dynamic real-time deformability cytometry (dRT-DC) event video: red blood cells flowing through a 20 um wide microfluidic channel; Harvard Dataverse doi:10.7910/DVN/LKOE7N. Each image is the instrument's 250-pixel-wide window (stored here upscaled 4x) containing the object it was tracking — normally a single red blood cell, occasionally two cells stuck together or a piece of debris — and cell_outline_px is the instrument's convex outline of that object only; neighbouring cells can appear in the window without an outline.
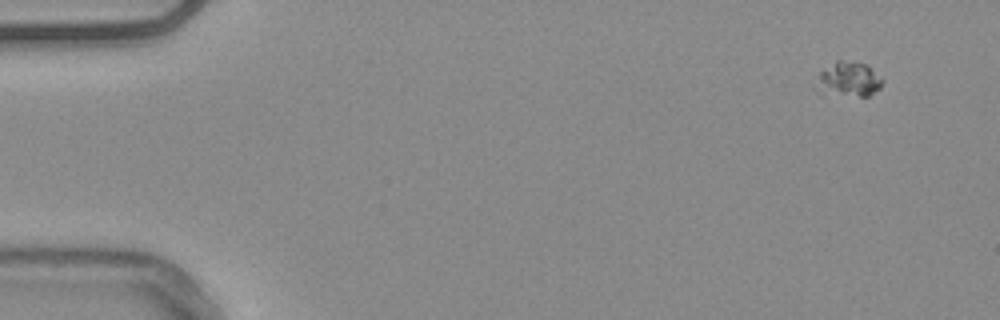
{"species": "common noctule bat (a hibernating species)", "species_latin": "Nyctalus noctula", "temperature_condition": "warm", "stored_images_in_passage": 53, "camera_frame_rate_fps": 3000, "um_per_image_px": 0.085, "animal": {"sex": "male", "body_mass_g": 20.4}, "frame": {"image": 1, "passage_image": 1, "time_ms": 0.0, "image_size_px": [1000, 320], "cell_outline_px": [[884, 80], [880, 88], [868, 96], [860, 96], [840, 92], [820, 84], [820, 72], [836, 60], [840, 60], [864, 64]], "centroid_in_image_um": [72.31, 6.66], "position_along_channel_um": 12.7, "area_um2": 11.73}}
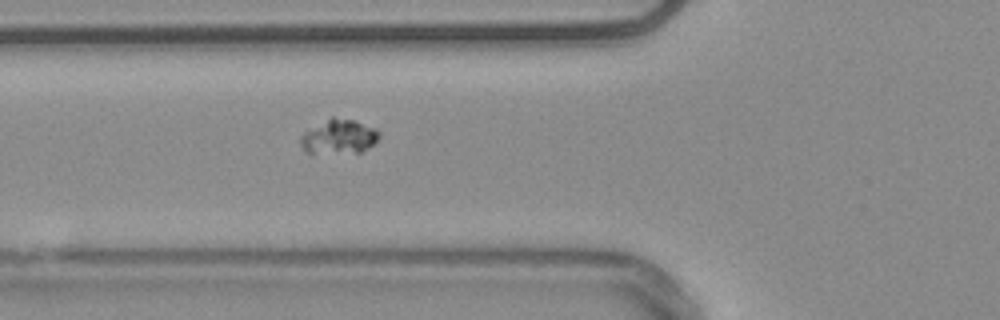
{"frame": {"image": 2, "passage_image": 18, "time_ms": 5.667, "image_size_px": [1000, 320], "cell_outline_px": [[380, 140], [360, 152], [308, 152], [300, 144], [300, 136], [304, 132], [332, 116], [352, 120], [376, 128], [380, 132]], "centroid_in_image_um": [28.84, 11.6], "position_along_channel_um": 97.0, "area_um2": 15.49}}
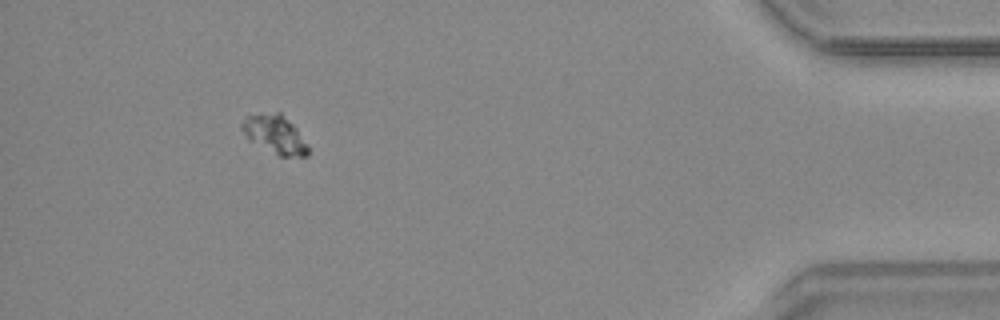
{"frame": {"image": 3, "passage_image": 48, "time_ms": 15.667, "image_size_px": [1000, 320], "cell_outline_px": [[308, 156], [276, 156], [252, 140], [240, 128], [240, 124], [244, 116], [276, 112], [280, 112], [296, 128], [308, 148]], "centroid_in_image_um": [23.35, 11.42], "position_along_channel_um": 411.9, "area_um2": 14.45}}